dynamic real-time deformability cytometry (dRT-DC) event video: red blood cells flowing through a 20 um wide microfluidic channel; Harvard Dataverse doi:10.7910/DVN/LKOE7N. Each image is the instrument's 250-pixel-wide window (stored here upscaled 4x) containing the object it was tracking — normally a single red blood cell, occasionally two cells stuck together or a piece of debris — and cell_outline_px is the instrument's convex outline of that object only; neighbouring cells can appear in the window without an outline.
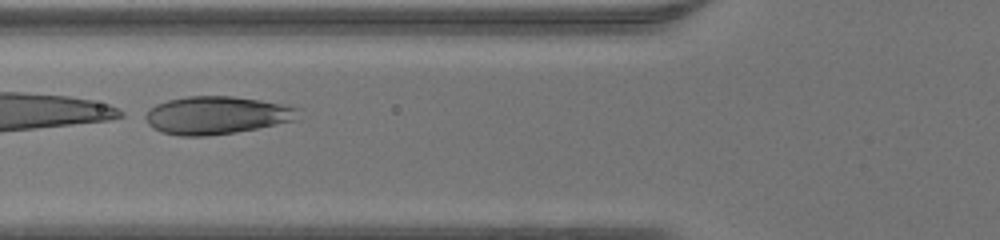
{"species": "human", "species_latin": "Homo sapiens", "temperature_condition": "warm", "stored_images_in_passage": 41, "camera_frame_rate_fps": 3000, "um_per_image_px": 0.085, "donor": {"sex": "male"}, "frame": {"image": 1, "passage_image": 13, "time_ms": 4.0, "image_size_px": [1000, 240], "cell_outline_px": [[300, 108], [296, 120], [236, 132], [204, 136], [180, 136], [160, 132], [152, 128], [140, 116], [148, 108], [156, 104], [168, 100], [188, 96], [232, 96], [260, 100], [284, 104]], "centroid_in_image_um": [18.33, 9.79], "position_along_channel_um": 107.5, "area_um2": 34.04}}
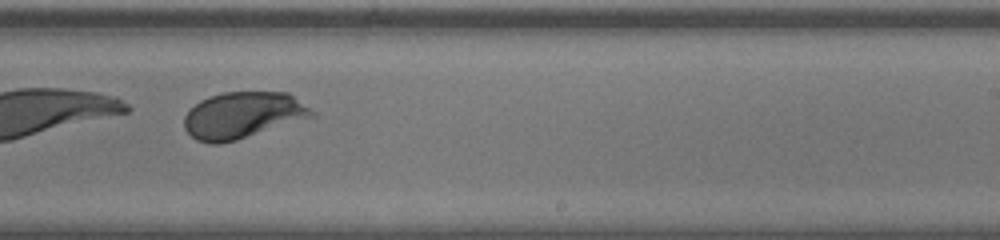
{"frame": {"image": 2, "passage_image": 24, "time_ms": 7.667, "image_size_px": [1000, 240], "cell_outline_px": [[316, 116], [236, 140], [220, 144], [212, 144], [196, 140], [184, 128], [184, 116], [200, 100], [208, 96], [224, 92], [288, 92], [316, 112]], "centroid_in_image_um": [20.65, 9.79], "position_along_channel_um": 268.4, "area_um2": 34.56}}
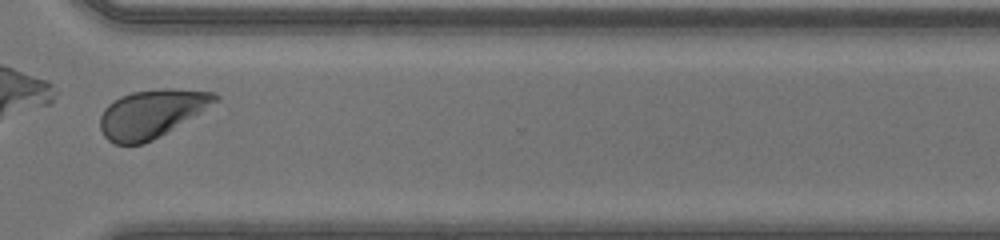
{"frame": {"image": 3, "passage_image": 30, "time_ms": 9.667, "image_size_px": [1000, 240], "cell_outline_px": [[220, 100], [160, 136], [144, 144], [116, 144], [108, 140], [104, 136], [100, 128], [100, 116], [104, 108], [108, 104], [120, 96], [132, 92], [160, 88], [172, 88], [216, 92], [220, 96]], "centroid_in_image_um": [12.88, 9.64], "position_along_channel_um": 357.7, "area_um2": 32.19}}